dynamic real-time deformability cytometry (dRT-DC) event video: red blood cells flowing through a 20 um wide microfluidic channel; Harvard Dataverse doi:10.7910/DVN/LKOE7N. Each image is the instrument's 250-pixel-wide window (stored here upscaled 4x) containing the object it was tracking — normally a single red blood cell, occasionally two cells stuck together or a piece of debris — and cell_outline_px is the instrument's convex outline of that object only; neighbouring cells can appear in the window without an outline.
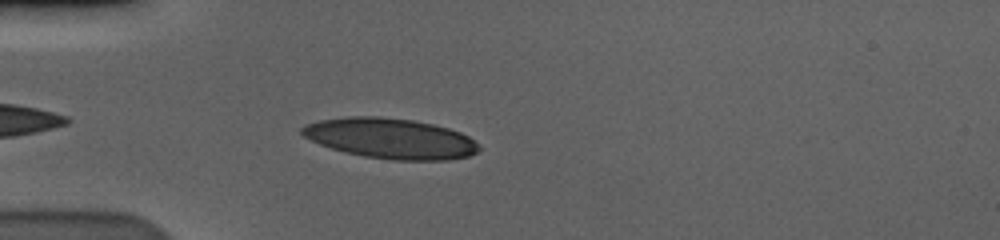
{"species": "human", "species_latin": "Homo sapiens", "temperature_condition": "cold", "stored_images_in_passage": 38, "camera_frame_rate_fps": 3000, "um_per_image_px": 0.085, "donor": {"sex": "male"}, "frame": {"image": 1, "passage_image": 3, "time_ms": 0.667, "image_size_px": [1000, 240], "cell_outline_px": [[480, 148], [476, 152], [468, 156], [448, 160], [392, 160], [364, 156], [332, 148], [320, 144], [304, 136], [300, 132], [300, 128], [304, 124], [320, 120], [348, 116], [380, 116], [412, 120], [432, 124], [448, 128], [460, 132], [468, 136], [480, 144]], "centroid_in_image_um": [33.2, 11.76], "position_along_channel_um": 51.8, "area_um2": 41.56}}
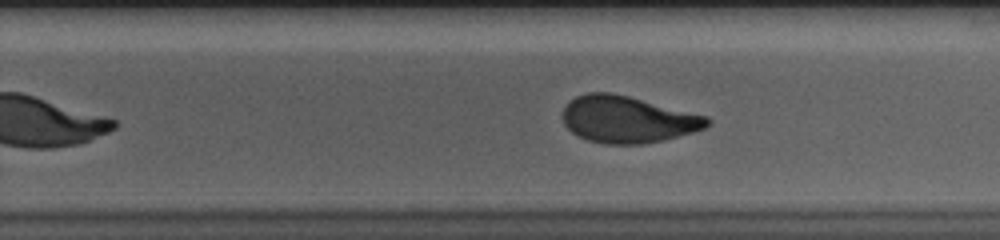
{"frame": {"image": 2, "passage_image": 23, "time_ms": 7.333, "image_size_px": [1000, 240], "cell_outline_px": [[712, 124], [704, 128], [692, 132], [664, 140], [640, 144], [604, 144], [588, 140], [572, 132], [564, 124], [564, 108], [568, 100], [576, 96], [588, 92], [612, 92], [708, 116], [712, 120]], "centroid_in_image_um": [53.36, 10.14], "position_along_channel_um": 276.4, "area_um2": 39.36}}
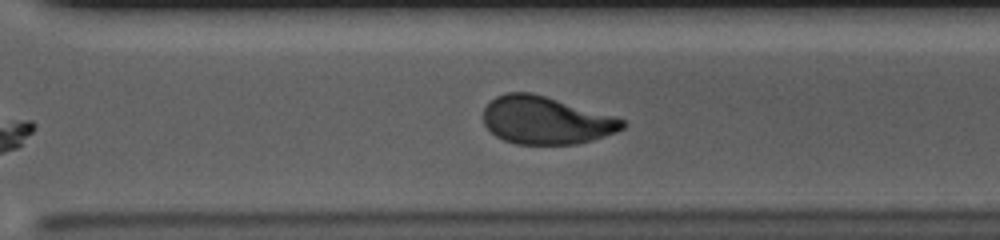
{"frame": {"image": 3, "passage_image": 27, "time_ms": 8.667, "image_size_px": [1000, 240], "cell_outline_px": [[628, 124], [624, 128], [616, 132], [592, 140], [576, 144], [516, 144], [504, 140], [496, 136], [484, 124], [484, 108], [496, 96], [504, 92], [532, 92], [612, 116], [624, 120]], "centroid_in_image_um": [46.38, 10.23], "position_along_channel_um": 324.2, "area_um2": 38.38}, "authors_computed_cell_mechanics": {"area_um2": 40.3444, "velocity_mm_per_s": 3.5758, "shape_relaxation_time_tau1_ms": 5.8422, "shape_relaxation_time_tau2_ms": 1.218, "deformation_change_tau1": 0.188, "deformation_change_tau2": 0.0688}}